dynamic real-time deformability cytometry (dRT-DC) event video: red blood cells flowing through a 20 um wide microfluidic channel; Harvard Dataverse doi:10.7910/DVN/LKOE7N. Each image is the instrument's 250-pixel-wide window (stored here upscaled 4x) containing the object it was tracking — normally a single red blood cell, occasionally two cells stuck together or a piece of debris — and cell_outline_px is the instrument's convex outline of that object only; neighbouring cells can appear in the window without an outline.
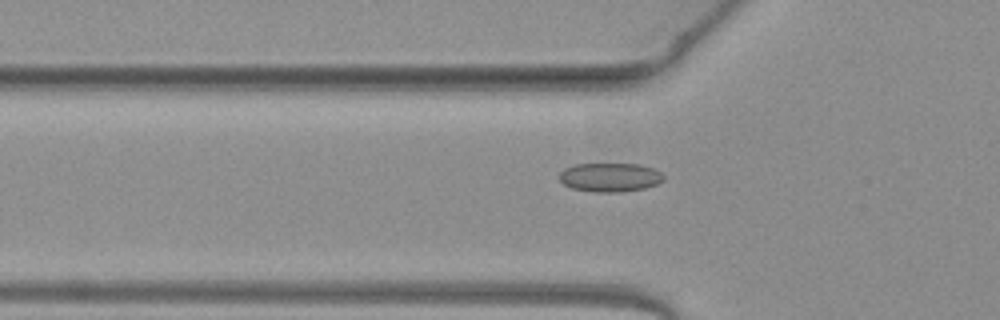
{"species": "common noctule bat (a hibernating species)", "species_latin": "Nyctalus noctula", "temperature_condition": "warm", "stored_images_in_passage": 47, "camera_frame_rate_fps": 3000, "um_per_image_px": 0.085, "animal": {"sex": "female", "body_mass_g": 19.3, "forearm_length_mm": 54.1}, "frame": {"image": 1, "passage_image": 17, "time_ms": 5.333, "image_size_px": [1000, 320], "cell_outline_px": [[664, 180], [656, 184], [644, 188], [620, 192], [592, 192], [572, 188], [564, 184], [560, 180], [560, 172], [564, 168], [576, 164], [640, 164], [652, 168], [660, 172], [664, 176]], "centroid_in_image_um": [51.84, 15.07], "position_along_channel_um": 74.0, "area_um2": 17.51}}
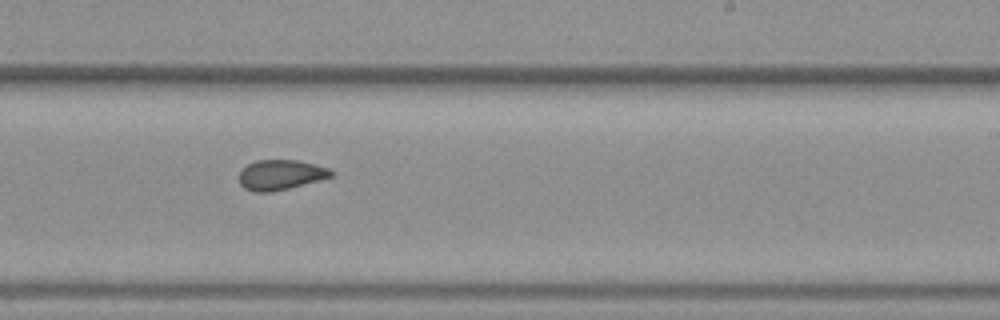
{"frame": {"image": 2, "passage_image": 31, "time_ms": 10.0, "image_size_px": [1000, 320], "cell_outline_px": [[332, 176], [288, 188], [272, 192], [256, 192], [244, 188], [240, 184], [240, 172], [248, 164], [256, 160], [300, 160], [328, 168], [332, 172]], "centroid_in_image_um": [23.82, 14.85], "position_along_channel_um": 265.2, "area_um2": 15.84}}
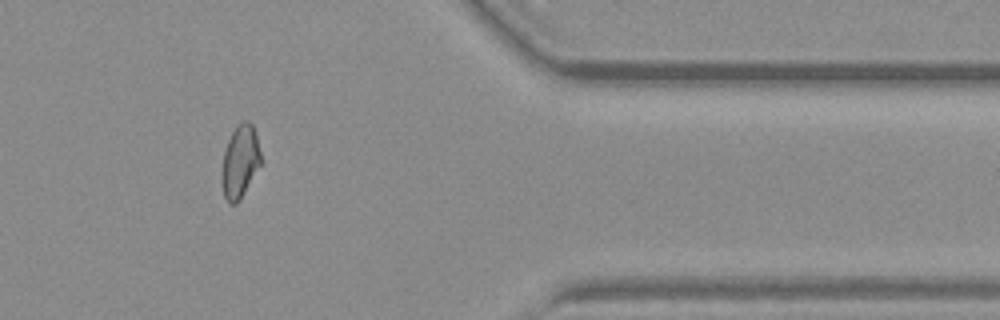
{"frame": {"image": 3, "passage_image": 42, "time_ms": 13.667, "image_size_px": [1000, 320], "cell_outline_px": [[260, 164], [240, 200], [236, 204], [228, 204], [224, 196], [224, 152], [228, 140], [232, 132], [244, 120], [248, 120], [252, 124], [256, 132], [260, 152]], "centroid_in_image_um": [20.44, 13.71], "position_along_channel_um": 391.0, "area_um2": 15.84}, "authors_computed_cell_mechanics": {"area_um2": 16.9354, "velocity_mm_per_s": 4.0893, "shape_relaxation_time_tau1_ms": null, "shape_relaxation_time_tau2_ms": 1.4447, "deformation_change_tau1": null, "deformation_change_tau2": 0.0635}}